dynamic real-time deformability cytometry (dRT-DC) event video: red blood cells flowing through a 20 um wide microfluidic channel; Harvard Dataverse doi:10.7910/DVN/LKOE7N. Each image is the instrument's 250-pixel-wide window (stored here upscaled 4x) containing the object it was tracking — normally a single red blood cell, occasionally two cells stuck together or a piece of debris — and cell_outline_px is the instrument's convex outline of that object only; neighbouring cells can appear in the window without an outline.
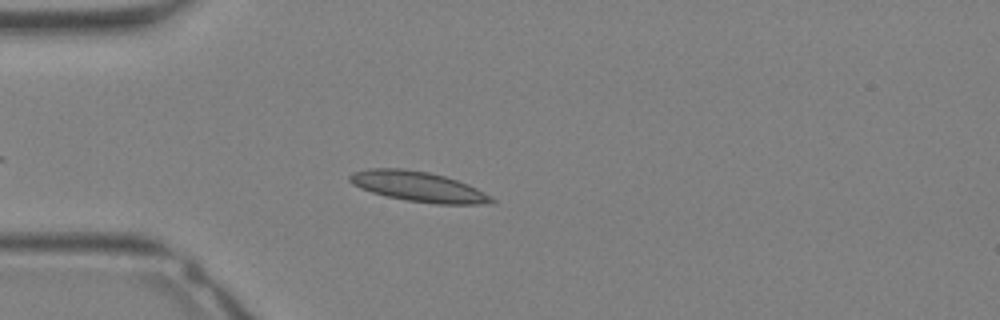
{"species": "Egyptian fruit bat (a non-hibernating species)", "species_latin": "Rousettus aegyptiacus", "temperature_condition": "warm", "stored_images_in_passage": 18, "camera_frame_rate_fps": 3000, "um_per_image_px": 0.085, "animal": {"sex": "female"}, "frame": {"image": 1, "passage_image": 3, "time_ms": 0.667, "image_size_px": [1000, 320], "cell_outline_px": [[496, 204], [436, 204], [408, 200], [388, 196], [372, 192], [360, 188], [352, 184], [348, 180], [348, 176], [352, 172], [368, 168], [404, 168], [428, 172], [444, 176], [468, 184], [492, 196], [496, 200]], "centroid_in_image_um": [35.57, 15.86], "position_along_channel_um": 49.4, "area_um2": 24.97}}
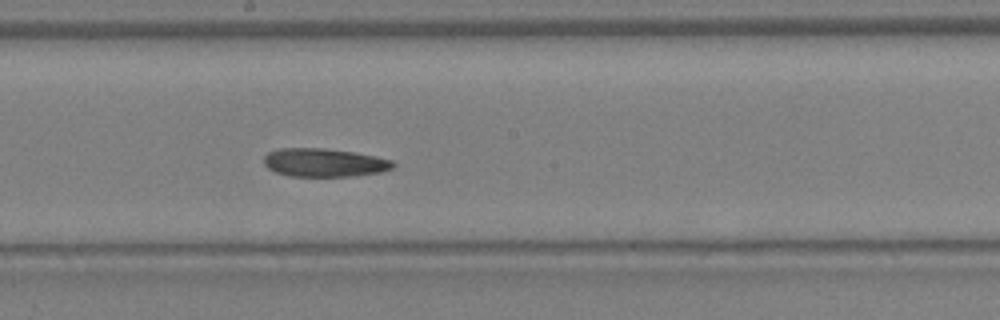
{"frame": {"image": 2, "passage_image": 12, "time_ms": 3.667, "image_size_px": [1000, 320], "cell_outline_px": [[396, 164], [392, 168], [380, 172], [352, 176], [292, 176], [276, 172], [268, 168], [264, 164], [264, 156], [268, 152], [280, 148], [324, 148], [352, 152], [376, 156], [392, 160]], "centroid_in_image_um": [27.55, 13.81], "position_along_channel_um": 220.6, "area_um2": 21.27}}
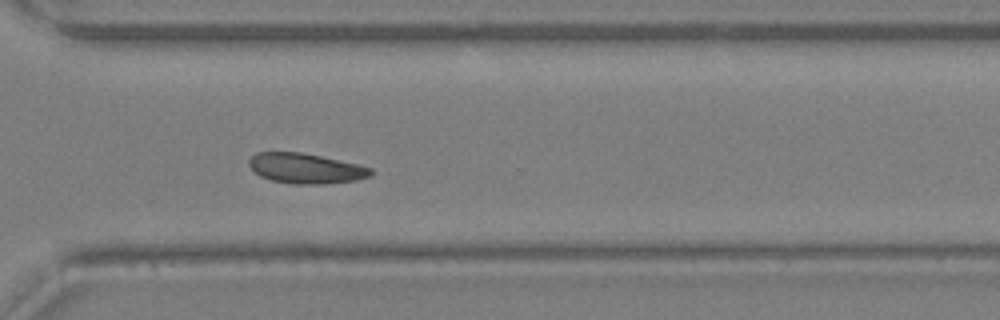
{"frame": {"image": 3, "passage_image": 18, "time_ms": 5.667, "image_size_px": [1000, 320], "cell_outline_px": [[376, 172], [372, 176], [356, 180], [324, 184], [292, 184], [272, 180], [260, 176], [248, 164], [248, 160], [256, 152], [300, 152], [320, 156], [356, 164], [372, 168]], "centroid_in_image_um": [26.01, 14.32], "position_along_channel_um": 344.6, "area_um2": 21.39}}